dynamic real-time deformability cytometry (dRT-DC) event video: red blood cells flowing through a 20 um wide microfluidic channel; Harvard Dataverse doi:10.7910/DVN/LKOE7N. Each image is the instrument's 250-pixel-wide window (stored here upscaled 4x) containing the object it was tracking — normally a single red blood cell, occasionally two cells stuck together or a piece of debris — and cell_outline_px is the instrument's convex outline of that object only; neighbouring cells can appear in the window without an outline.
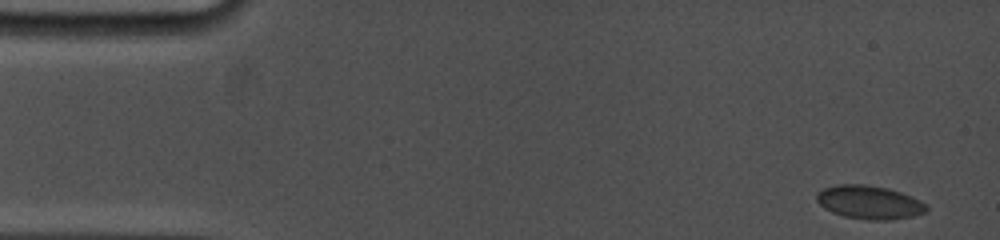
{"species": "common noctule bat (a hibernating species)", "species_latin": "Nyctalus noctula", "temperature_condition": "cold", "stored_images_in_passage": 11, "camera_frame_rate_fps": 5000, "um_per_image_px": 0.085, "animal": {"sex": "female", "body_mass_g": 19.0, "forearm_length_mm": 53.3}, "frame": {"image": 1, "passage_image": 1, "time_ms": 0.0, "image_size_px": [1000, 240], "cell_outline_px": [[928, 212], [912, 216], [892, 220], [868, 220], [844, 216], [832, 212], [824, 208], [816, 200], [816, 192], [824, 188], [836, 184], [864, 184], [888, 188], [912, 196], [920, 200], [928, 208]], "centroid_in_image_um": [73.89, 17.19], "position_along_channel_um": 11.1, "area_um2": 21.56}}
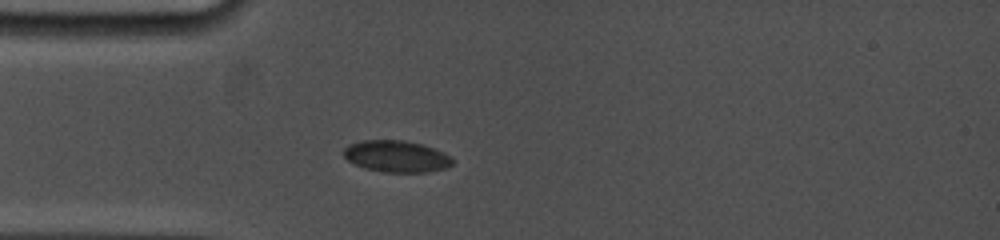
{"frame": {"image": 2, "passage_image": 7, "time_ms": 4.0, "image_size_px": [1000, 240], "cell_outline_px": [[452, 164], [448, 168], [428, 172], [384, 172], [364, 168], [348, 160], [344, 156], [344, 148], [348, 144], [360, 140], [404, 140], [420, 144], [444, 152], [452, 156]], "centroid_in_image_um": [33.7, 13.29], "position_along_channel_um": 51.3, "area_um2": 20.11}}
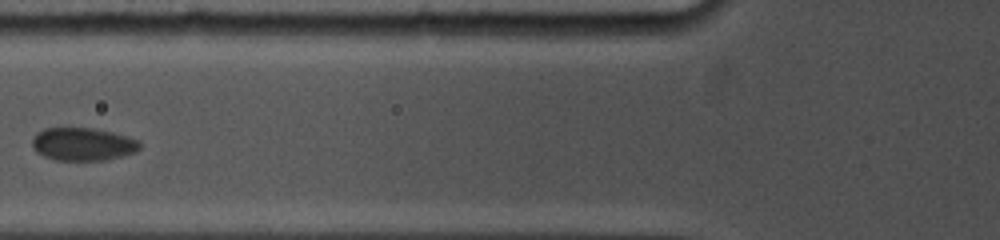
{"frame": {"image": 3, "passage_image": 10, "time_ms": 6.0, "image_size_px": [1000, 240], "cell_outline_px": [[140, 148], [136, 152], [104, 160], [56, 160], [44, 156], [36, 152], [32, 148], [32, 136], [36, 132], [44, 128], [96, 128], [112, 132], [140, 140]], "centroid_in_image_um": [7.01, 12.24], "position_along_channel_um": 118.8, "area_um2": 20.81}}